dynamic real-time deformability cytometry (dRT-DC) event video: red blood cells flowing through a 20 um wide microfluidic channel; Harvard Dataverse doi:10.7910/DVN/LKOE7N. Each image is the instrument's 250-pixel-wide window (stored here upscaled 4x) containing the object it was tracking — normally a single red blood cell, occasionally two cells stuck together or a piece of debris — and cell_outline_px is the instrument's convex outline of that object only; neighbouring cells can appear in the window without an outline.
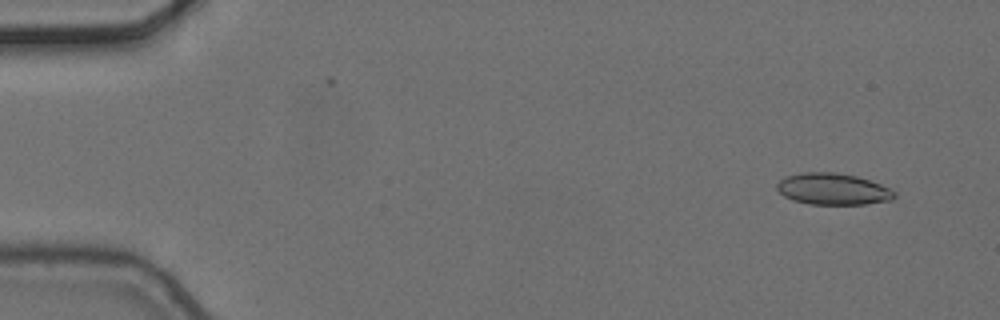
{"species": "common noctule bat (a hibernating species)", "species_latin": "Nyctalus noctula", "temperature_condition": "cold", "stored_images_in_passage": 4, "camera_frame_rate_fps": 3000, "um_per_image_px": 0.085, "animal": {"sex": "female", "body_mass_g": 24.6, "forearm_length_mm": 56.2}, "frame": {"image": 1, "passage_image": 1, "time_ms": 0.0, "image_size_px": [1000, 320], "cell_outline_px": [[896, 196], [892, 200], [864, 204], [808, 204], [792, 200], [784, 196], [776, 188], [776, 184], [780, 180], [788, 176], [800, 172], [836, 172], [856, 176], [892, 188], [896, 192]], "centroid_in_image_um": [70.81, 16.07], "position_along_channel_um": 14.2, "area_um2": 21.68}}
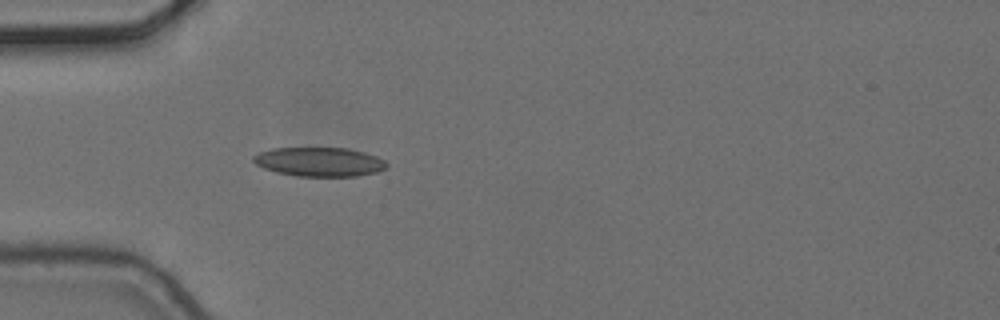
{"frame": {"image": 2, "passage_image": 4, "time_ms": 1.0, "image_size_px": [1000, 320], "cell_outline_px": [[388, 168], [376, 172], [356, 176], [296, 176], [276, 172], [264, 168], [256, 164], [252, 160], [252, 156], [260, 152], [272, 148], [348, 148], [364, 152], [376, 156], [384, 160], [388, 164]], "centroid_in_image_um": [27.15, 13.75], "position_along_channel_um": 57.8, "area_um2": 22.66}}